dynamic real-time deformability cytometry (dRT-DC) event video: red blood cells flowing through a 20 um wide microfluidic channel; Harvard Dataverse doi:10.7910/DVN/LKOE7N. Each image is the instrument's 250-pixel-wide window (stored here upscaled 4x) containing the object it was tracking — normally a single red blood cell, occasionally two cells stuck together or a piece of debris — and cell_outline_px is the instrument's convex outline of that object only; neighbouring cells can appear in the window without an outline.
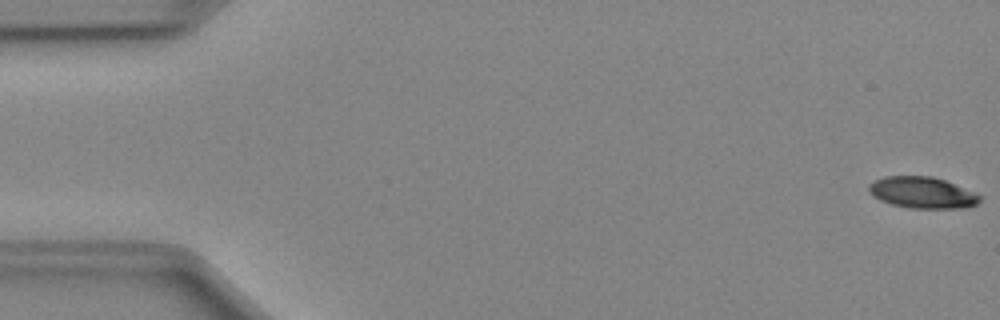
{"species": "Egyptian fruit bat (a non-hibernating species)", "species_latin": "Rousettus aegyptiacus", "temperature_condition": "cold", "stored_images_in_passage": 51, "camera_frame_rate_fps": 3000, "um_per_image_px": 0.085, "animal": {"sex": "female"}, "frame": {"image": 1, "passage_image": 1, "time_ms": 0.0, "image_size_px": [1000, 320], "cell_outline_px": [[980, 200], [976, 204], [968, 208], [912, 208], [892, 204], [880, 200], [872, 196], [868, 192], [868, 184], [872, 180], [884, 176], [932, 176], [944, 180], [976, 192], [980, 196]], "centroid_in_image_um": [78.37, 16.36], "position_along_channel_um": 6.6, "area_um2": 20.46}}
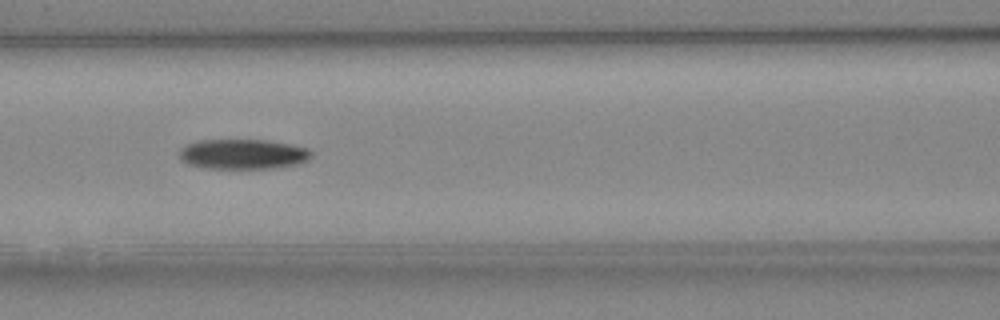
{"frame": {"image": 2, "passage_image": 22, "time_ms": 7.0, "image_size_px": [1000, 320], "cell_outline_px": [[312, 156], [308, 160], [296, 164], [272, 168], [200, 168], [188, 164], [180, 160], [180, 148], [196, 140], [268, 140], [292, 144], [308, 148], [312, 152]], "centroid_in_image_um": [20.64, 13.09], "position_along_channel_um": 146.0, "area_um2": 23.24}}
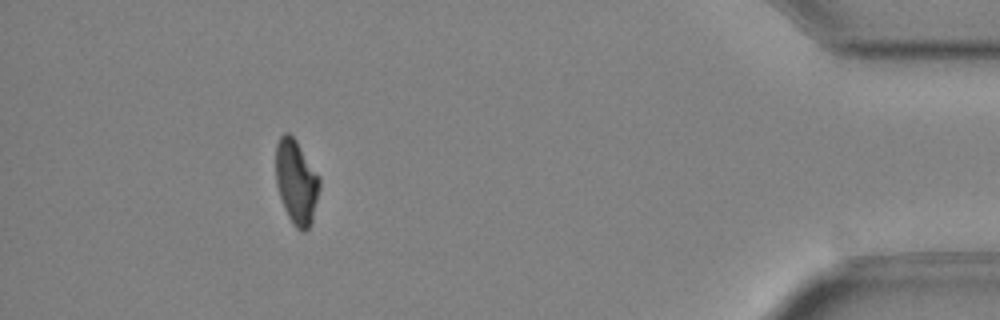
{"frame": {"image": 3, "passage_image": 46, "time_ms": 15.0, "image_size_px": [1000, 320], "cell_outline_px": [[320, 188], [312, 220], [308, 228], [304, 232], [300, 232], [292, 224], [284, 208], [276, 184], [276, 144], [280, 136], [284, 132], [288, 132], [296, 140], [320, 176]], "centroid_in_image_um": [25.19, 15.46], "position_along_channel_um": 410.0, "area_um2": 21.62}, "authors_computed_cell_mechanics": {"area_um2": 22.542, "velocity_mm_per_s": 4.027, "shape_relaxation_time_tau1_ms": 9.138, "shape_relaxation_time_tau2_ms": null, "deformation_change_tau1": 0.2025, "deformation_change_tau2": null}}